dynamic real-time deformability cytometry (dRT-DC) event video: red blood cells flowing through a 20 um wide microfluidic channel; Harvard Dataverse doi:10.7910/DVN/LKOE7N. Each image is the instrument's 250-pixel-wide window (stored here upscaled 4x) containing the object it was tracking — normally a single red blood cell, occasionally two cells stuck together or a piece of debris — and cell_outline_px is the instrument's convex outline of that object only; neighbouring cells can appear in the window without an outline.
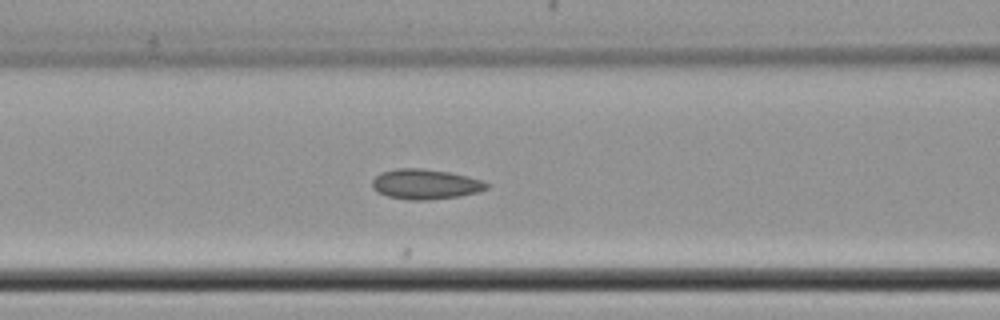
{"species": "common noctule bat (a hibernating species)", "species_latin": "Nyctalus noctula", "temperature_condition": "cold", "stored_images_in_passage": 18, "camera_frame_rate_fps": 3000, "um_per_image_px": 0.085, "animal": {"sex": "female", "body_mass_g": 22.7, "forearm_length_mm": 54.2}, "frame": {"image": 1, "passage_image": 12, "time_ms": 3.667, "image_size_px": [1000, 320], "cell_outline_px": [[488, 188], [476, 192], [460, 196], [428, 200], [408, 200], [388, 196], [376, 192], [372, 188], [372, 180], [380, 172], [396, 168], [420, 168], [452, 172], [484, 180], [488, 184]], "centroid_in_image_um": [36.14, 15.65], "position_along_channel_um": 130.5, "area_um2": 20.29}}